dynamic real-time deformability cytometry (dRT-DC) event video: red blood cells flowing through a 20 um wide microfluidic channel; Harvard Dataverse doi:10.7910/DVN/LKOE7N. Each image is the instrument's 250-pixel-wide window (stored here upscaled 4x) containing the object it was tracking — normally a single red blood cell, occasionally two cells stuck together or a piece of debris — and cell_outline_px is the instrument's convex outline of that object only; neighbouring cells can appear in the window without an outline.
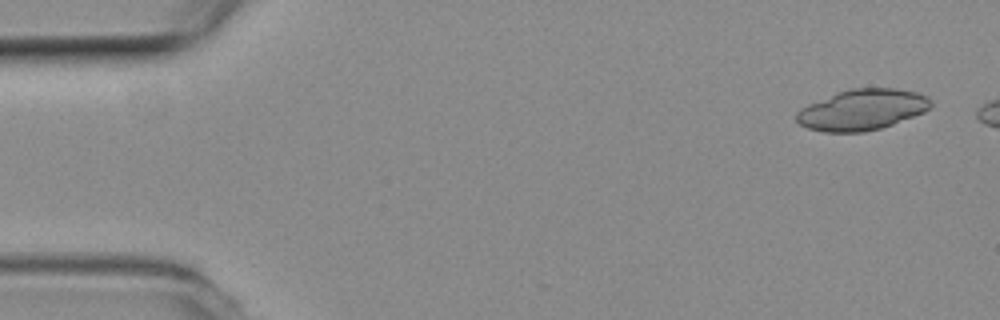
{"species": "common noctule bat (a hibernating species)", "species_latin": "Nyctalus noctula", "temperature_condition": "room temperature", "stored_images_in_passage": 18, "camera_frame_rate_fps": 3000, "um_per_image_px": 0.085, "animal": {"sex": "female", "body_mass_g": 19.3, "forearm_length_mm": 54.1}, "frame": {"image": 1, "passage_image": 1, "time_ms": 0.0, "image_size_px": [1000, 320], "cell_outline_px": [[932, 104], [924, 112], [892, 124], [880, 128], [864, 132], [824, 132], [808, 128], [800, 124], [796, 120], [796, 112], [800, 108], [808, 104], [836, 92], [852, 88], [896, 88], [916, 92], [928, 96], [932, 100]], "centroid_in_image_um": [73.27, 9.32], "position_along_channel_um": 11.7, "area_um2": 31.96}}